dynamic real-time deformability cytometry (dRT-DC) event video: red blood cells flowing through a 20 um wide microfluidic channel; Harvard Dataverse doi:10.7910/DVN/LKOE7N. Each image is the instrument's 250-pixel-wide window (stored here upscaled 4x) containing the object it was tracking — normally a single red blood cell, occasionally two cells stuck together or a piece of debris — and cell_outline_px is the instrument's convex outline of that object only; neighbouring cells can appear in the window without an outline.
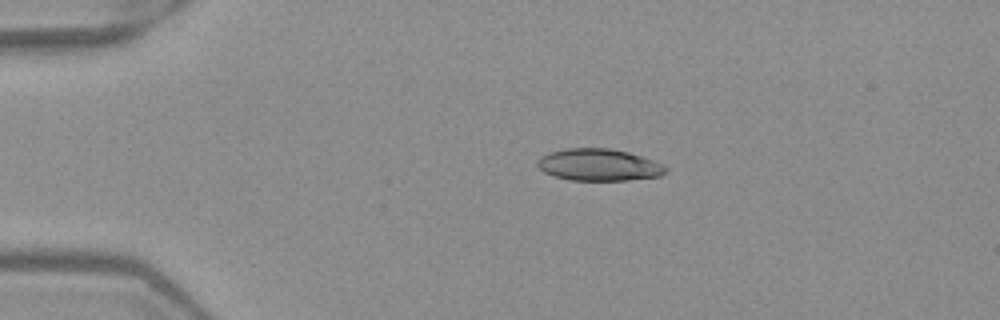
{"species": "Egyptian fruit bat (a non-hibernating species)", "species_latin": "Rousettus aegyptiacus", "temperature_condition": "warm", "stored_images_in_passage": 6, "camera_frame_rate_fps": 3000, "um_per_image_px": 0.085, "frame": {"image": 1, "passage_image": 3, "time_ms": 0.667, "image_size_px": [1000, 320], "cell_outline_px": [[668, 172], [660, 176], [628, 180], [568, 180], [552, 176], [544, 172], [536, 164], [540, 156], [548, 152], [564, 148], [608, 148], [628, 152], [664, 164], [668, 168]], "centroid_in_image_um": [50.89, 14.01], "position_along_channel_um": 34.1, "area_um2": 24.1}}
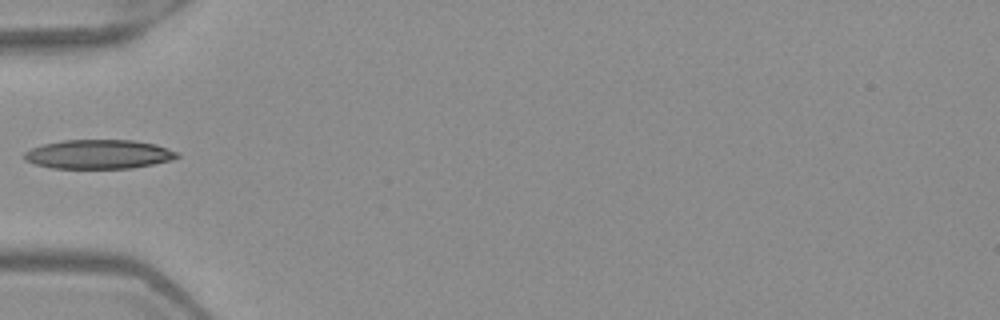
{"frame": {"image": 2, "passage_image": 5, "time_ms": 1.333, "image_size_px": [1000, 320], "cell_outline_px": [[180, 156], [172, 160], [132, 168], [52, 168], [36, 164], [24, 160], [24, 152], [32, 148], [44, 144], [60, 140], [132, 140], [156, 144], [180, 152]], "centroid_in_image_um": [8.41, 13.11], "position_along_channel_um": 76.6, "area_um2": 26.01}}
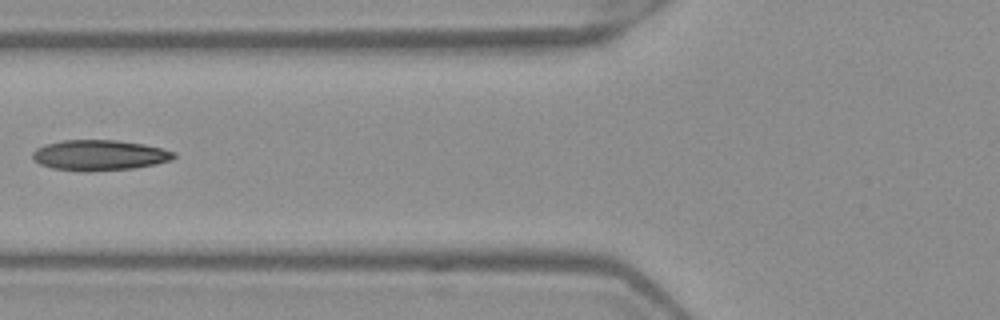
{"frame": {"image": 3, "passage_image": 6, "time_ms": 1.667, "image_size_px": [1000, 320], "cell_outline_px": [[176, 156], [172, 160], [156, 164], [132, 168], [88, 172], [84, 172], [52, 168], [40, 164], [32, 160], [32, 152], [36, 148], [44, 144], [64, 140], [116, 140], [144, 144], [176, 152]], "centroid_in_image_um": [8.42, 13.19], "position_along_channel_um": 117.4, "area_um2": 25.32}}